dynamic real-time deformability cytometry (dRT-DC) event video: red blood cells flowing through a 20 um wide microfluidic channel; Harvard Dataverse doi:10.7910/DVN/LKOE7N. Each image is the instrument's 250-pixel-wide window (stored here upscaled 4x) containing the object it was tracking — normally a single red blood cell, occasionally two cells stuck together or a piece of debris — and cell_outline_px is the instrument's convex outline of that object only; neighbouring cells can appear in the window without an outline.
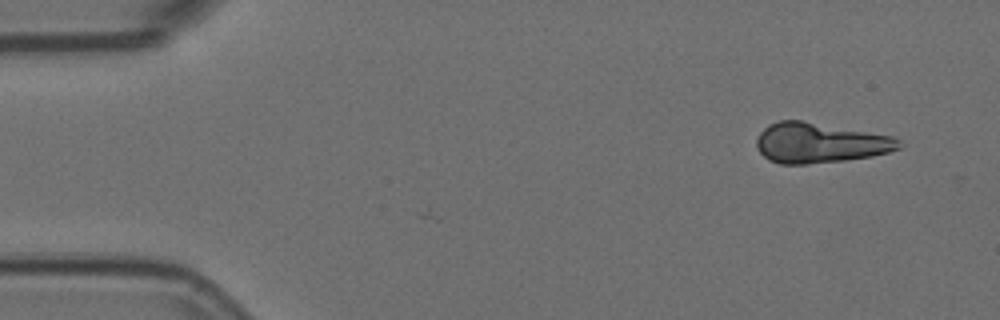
{"species": "Egyptian fruit bat (a non-hibernating species)", "species_latin": "Rousettus aegyptiacus", "temperature_condition": "room temperature", "stored_images_in_passage": 10, "camera_frame_rate_fps": 3000, "um_per_image_px": 0.085, "animal": {"sex": "female"}, "frame": {"image": 1, "passage_image": 1, "time_ms": 0.0, "image_size_px": [1000, 320], "cell_outline_px": [[904, 144], [900, 148], [888, 152], [872, 156], [844, 160], [804, 164], [780, 164], [768, 160], [760, 152], [756, 144], [756, 140], [760, 132], [768, 124], [780, 120], [800, 120], [892, 136], [900, 140]], "centroid_in_image_um": [69.67, 12.15], "position_along_channel_um": 15.3, "area_um2": 33.18}}
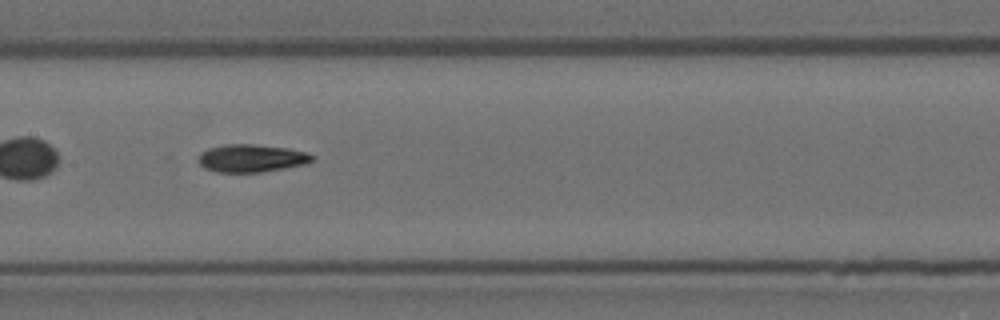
{"frame": {"image": 2, "passage_image": 7, "time_ms": 2.0, "image_size_px": [1000, 320], "cell_outline_px": [[316, 156], [308, 164], [260, 172], [216, 172], [204, 168], [200, 164], [200, 152], [208, 148], [224, 144], [252, 144], [288, 148], [308, 152]], "centroid_in_image_um": [21.41, 13.44], "position_along_channel_um": 186.0, "area_um2": 18.5}}
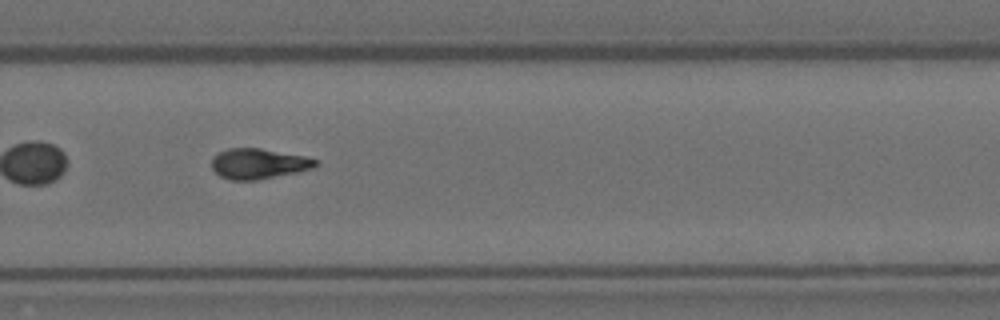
{"frame": {"image": 3, "passage_image": 10, "time_ms": 3.0, "image_size_px": [1000, 320], "cell_outline_px": [[320, 164], [312, 168], [296, 172], [256, 180], [232, 180], [220, 176], [212, 168], [212, 156], [228, 148], [260, 148], [304, 156], [316, 160]], "centroid_in_image_um": [21.95, 13.91], "position_along_channel_um": 307.8, "area_um2": 18.21}}